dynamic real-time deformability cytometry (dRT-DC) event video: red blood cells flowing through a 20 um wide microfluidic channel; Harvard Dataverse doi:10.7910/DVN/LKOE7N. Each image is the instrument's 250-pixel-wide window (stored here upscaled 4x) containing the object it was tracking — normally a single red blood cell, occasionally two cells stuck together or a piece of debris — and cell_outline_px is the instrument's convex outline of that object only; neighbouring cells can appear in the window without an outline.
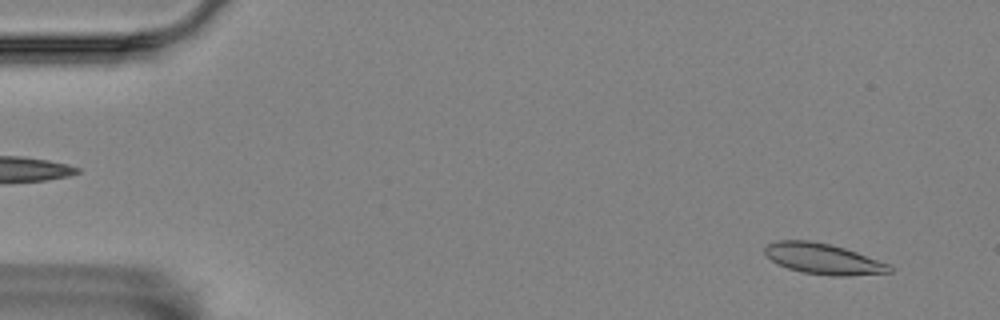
{"species": "Egyptian fruit bat (a non-hibernating species)", "species_latin": "Rousettus aegyptiacus", "temperature_condition": "room temperature", "stored_images_in_passage": 10, "camera_frame_rate_fps": 3000, "um_per_image_px": 0.085, "animal": {"sex": "female"}, "frame": {"image": 1, "passage_image": 3, "time_ms": 0.667, "image_size_px": [1000, 320], "cell_outline_px": [[892, 272], [848, 276], [832, 276], [804, 272], [788, 268], [776, 264], [764, 252], [764, 248], [768, 244], [776, 240], [808, 240], [832, 244], [856, 252], [888, 264], [892, 268]], "centroid_in_image_um": [69.94, 21.99], "position_along_channel_um": 15.1, "area_um2": 22.2}}